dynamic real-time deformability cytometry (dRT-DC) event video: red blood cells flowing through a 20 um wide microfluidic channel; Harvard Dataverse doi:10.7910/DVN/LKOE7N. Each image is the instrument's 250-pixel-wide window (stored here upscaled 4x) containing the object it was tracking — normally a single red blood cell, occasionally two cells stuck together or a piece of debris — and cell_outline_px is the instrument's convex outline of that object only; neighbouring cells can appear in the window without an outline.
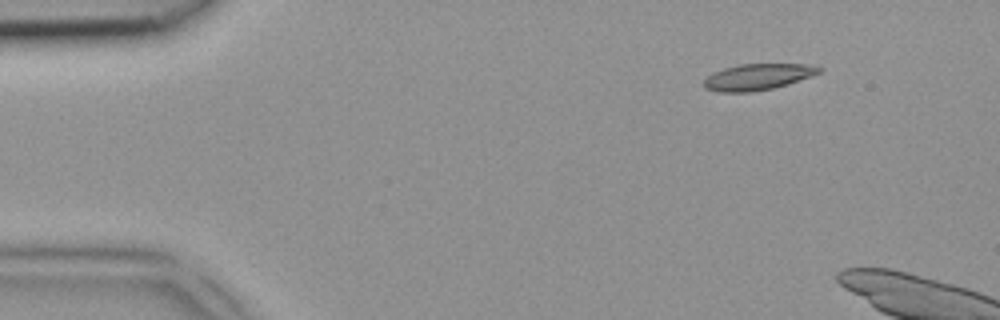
{"species": "common noctule bat (a hibernating species)", "species_latin": "Nyctalus noctula", "temperature_condition": "room temperature", "stored_images_in_passage": 3, "camera_frame_rate_fps": 3000, "um_per_image_px": 0.085, "animal": {"sex": "female", "body_mass_g": 18.4}, "frame": {"image": 1, "passage_image": 2, "time_ms": 0.333, "image_size_px": [1000, 320], "cell_outline_px": [[824, 68], [820, 72], [812, 76], [772, 88], [752, 92], [716, 92], [704, 88], [704, 80], [708, 76], [724, 68], [740, 64], [808, 64]], "centroid_in_image_um": [64.41, 6.53], "position_along_channel_um": 20.6, "area_um2": 17.46}}